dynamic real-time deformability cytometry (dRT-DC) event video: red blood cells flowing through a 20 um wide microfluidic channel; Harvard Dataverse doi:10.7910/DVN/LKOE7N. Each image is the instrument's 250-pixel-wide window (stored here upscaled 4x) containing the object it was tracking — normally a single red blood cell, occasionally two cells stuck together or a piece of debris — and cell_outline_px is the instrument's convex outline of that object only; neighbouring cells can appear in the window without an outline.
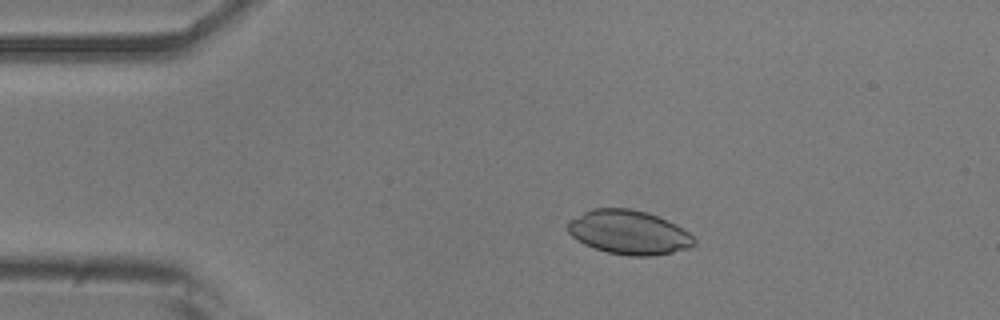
{"species": "common noctule bat (a hibernating species)", "species_latin": "Nyctalus noctula", "temperature_condition": "room temperature", "stored_images_in_passage": 48, "camera_frame_rate_fps": 3000, "um_per_image_px": 0.085, "animal": {"sex": "male", "body_mass_g": 20.5, "forearm_length_mm": 52.5}, "frame": {"image": 1, "passage_image": 4, "time_ms": 1.0, "image_size_px": [1000, 320], "cell_outline_px": [[696, 244], [688, 248], [672, 252], [652, 256], [628, 256], [608, 252], [584, 244], [572, 236], [568, 232], [568, 220], [592, 208], [632, 208], [648, 212], [668, 220], [676, 224], [688, 232], [696, 240]], "centroid_in_image_um": [53.46, 19.74], "position_along_channel_um": 31.5, "area_um2": 32.54}}
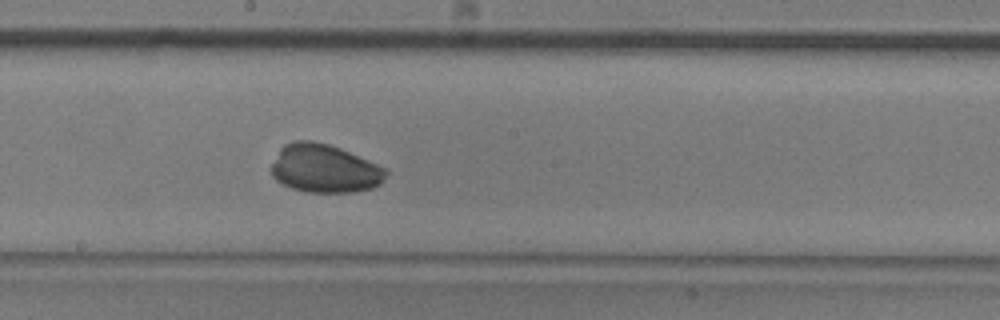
{"frame": {"image": 2, "passage_image": 23, "time_ms": 7.333, "image_size_px": [1000, 320], "cell_outline_px": [[388, 172], [380, 184], [372, 188], [352, 192], [308, 192], [292, 188], [276, 180], [272, 176], [272, 164], [280, 148], [284, 144], [292, 140], [312, 140], [328, 144], [340, 148], [388, 168]], "centroid_in_image_um": [27.6, 14.31], "position_along_channel_um": 220.6, "area_um2": 32.37}}
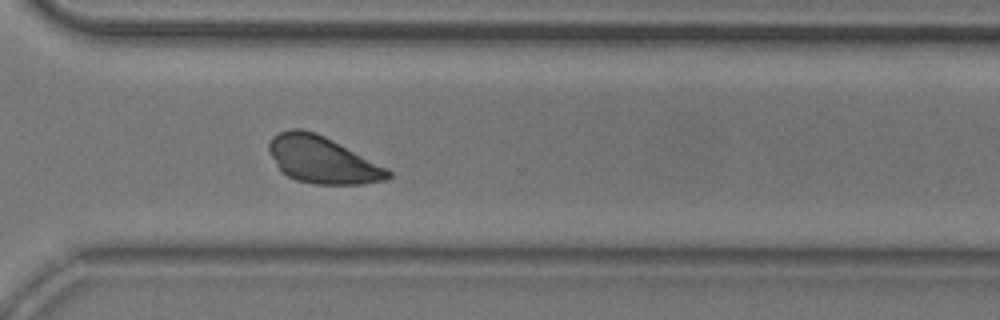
{"frame": {"image": 3, "passage_image": 33, "time_ms": 10.667, "image_size_px": [1000, 320], "cell_outline_px": [[392, 176], [388, 180], [364, 184], [312, 184], [296, 180], [288, 176], [280, 168], [268, 152], [268, 144], [272, 136], [280, 132], [292, 128], [300, 128], [316, 132], [388, 168], [392, 172]], "centroid_in_image_um": [27.42, 13.59], "position_along_channel_um": 343.2, "area_um2": 32.54}}